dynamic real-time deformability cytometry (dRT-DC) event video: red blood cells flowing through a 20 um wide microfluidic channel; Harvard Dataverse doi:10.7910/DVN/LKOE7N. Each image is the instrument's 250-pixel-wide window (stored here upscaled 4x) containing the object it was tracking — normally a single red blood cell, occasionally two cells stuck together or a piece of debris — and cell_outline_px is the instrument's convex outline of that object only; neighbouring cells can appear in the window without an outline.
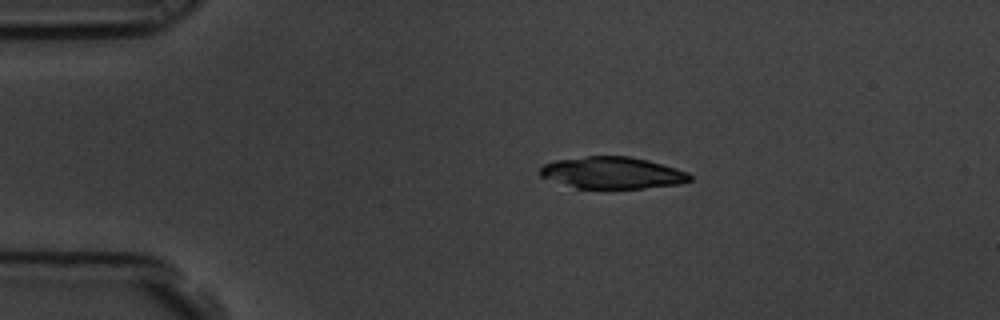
{"species": "common noctule bat (a hibernating species)", "species_latin": "Nyctalus noctula", "temperature_condition": "room temperature", "stored_images_in_passage": 4, "camera_frame_rate_fps": 3000, "um_per_image_px": 0.085, "animal": {"sex": "male", "body_mass_g": 19.5, "forearm_length_mm": 54.6}, "frame": {"image": 1, "passage_image": 3, "time_ms": 0.667, "image_size_px": [1000, 320], "cell_outline_px": [[692, 180], [680, 184], [644, 188], [576, 188], [540, 176], [540, 168], [544, 164], [556, 160], [588, 156], [628, 156], [648, 160], [676, 168], [688, 172], [692, 176]], "centroid_in_image_um": [52.08, 14.69], "position_along_channel_um": 32.9, "area_um2": 27.63}}